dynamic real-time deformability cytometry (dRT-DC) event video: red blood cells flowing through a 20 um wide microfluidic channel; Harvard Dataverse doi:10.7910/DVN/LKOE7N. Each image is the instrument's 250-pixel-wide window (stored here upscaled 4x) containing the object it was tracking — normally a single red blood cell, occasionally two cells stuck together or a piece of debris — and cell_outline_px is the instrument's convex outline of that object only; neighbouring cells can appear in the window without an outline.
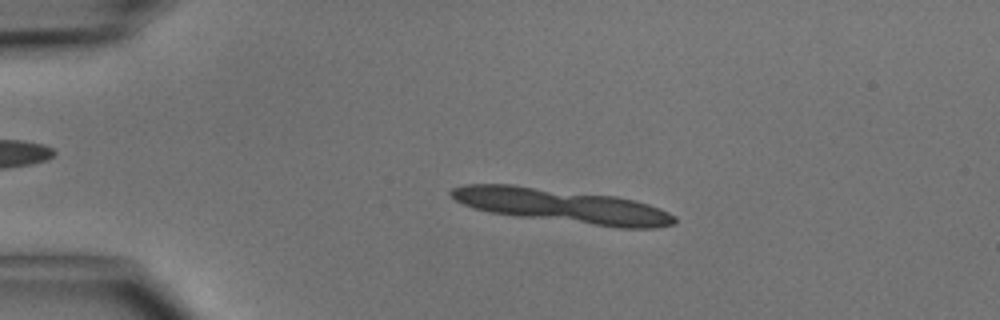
{"species": "common noctule bat (a hibernating species)", "species_latin": "Nyctalus noctula", "temperature_condition": "cold", "stored_images_in_passage": 2, "camera_frame_rate_fps": 3000, "um_per_image_px": 0.085, "animal": {"sex": "male", "body_mass_g": 15.6}, "frame": {"image": 1, "passage_image": 2, "time_ms": 0.333, "image_size_px": [1000, 320], "cell_outline_px": [[552, 212], [512, 212], [488, 208], [464, 200], [456, 196], [456, 192], [496, 188], [512, 188]], "centroid_in_image_um": [42.67, 17.01], "position_along_channel_um": 42.3, "area_um2": 10.06}}